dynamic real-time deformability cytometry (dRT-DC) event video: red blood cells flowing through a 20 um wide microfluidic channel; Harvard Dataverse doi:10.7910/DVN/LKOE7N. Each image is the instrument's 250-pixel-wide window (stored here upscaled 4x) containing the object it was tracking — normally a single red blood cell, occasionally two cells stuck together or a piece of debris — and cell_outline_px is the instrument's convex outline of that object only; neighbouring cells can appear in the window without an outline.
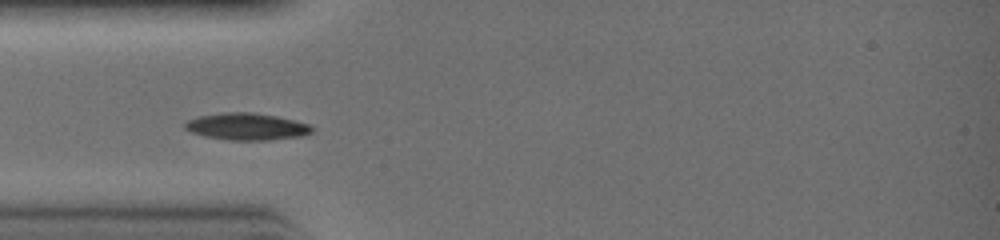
{"species": "common noctule bat (a hibernating species)", "species_latin": "Nyctalus noctula", "temperature_condition": "warm", "stored_images_in_passage": 20, "camera_frame_rate_fps": 3000, "um_per_image_px": 0.085, "animal": {"sex": "female", "body_mass_g": 19.0, "forearm_length_mm": 51.5}, "frame": {"image": 1, "passage_image": 1, "time_ms": 0.0, "image_size_px": [1000, 240], "cell_outline_px": [[312, 132], [304, 136], [272, 140], [228, 140], [204, 136], [192, 132], [184, 128], [184, 124], [188, 120], [196, 116], [224, 112], [252, 112], [276, 116], [308, 124], [312, 128]], "centroid_in_image_um": [20.94, 10.76], "position_along_channel_um": 64.1, "area_um2": 20.0}}
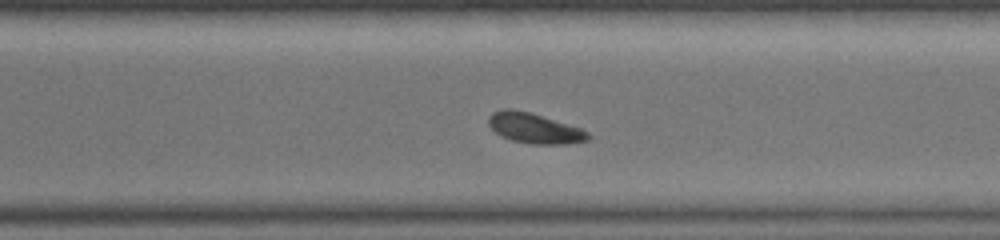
{"frame": {"image": 2, "passage_image": 14, "time_ms": 4.333, "image_size_px": [1000, 240], "cell_outline_px": [[592, 136], [588, 140], [564, 144], [532, 144], [512, 140], [500, 136], [488, 124], [488, 116], [492, 112], [504, 108], [512, 108], [528, 112], [580, 128], [588, 132]], "centroid_in_image_um": [45.39, 10.9], "position_along_channel_um": 325.2, "area_um2": 17.4}}
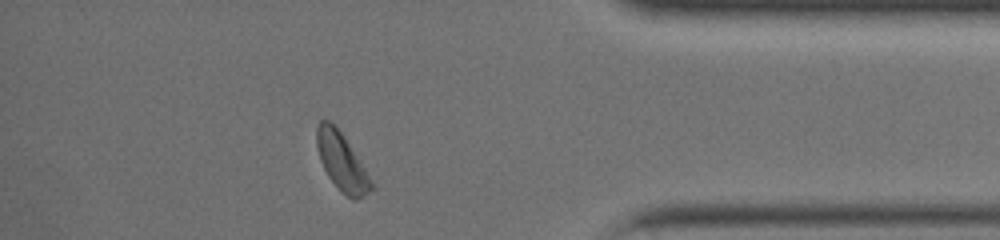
{"frame": {"image": 3, "passage_image": 19, "time_ms": 6.0, "image_size_px": [1000, 240], "cell_outline_px": [[372, 188], [364, 196], [356, 200], [352, 200], [340, 192], [328, 176], [320, 160], [316, 144], [316, 128], [320, 120], [328, 120], [340, 132], [368, 176], [372, 184]], "centroid_in_image_um": [28.99, 13.79], "position_along_channel_um": 406.2, "area_um2": 17.57}}